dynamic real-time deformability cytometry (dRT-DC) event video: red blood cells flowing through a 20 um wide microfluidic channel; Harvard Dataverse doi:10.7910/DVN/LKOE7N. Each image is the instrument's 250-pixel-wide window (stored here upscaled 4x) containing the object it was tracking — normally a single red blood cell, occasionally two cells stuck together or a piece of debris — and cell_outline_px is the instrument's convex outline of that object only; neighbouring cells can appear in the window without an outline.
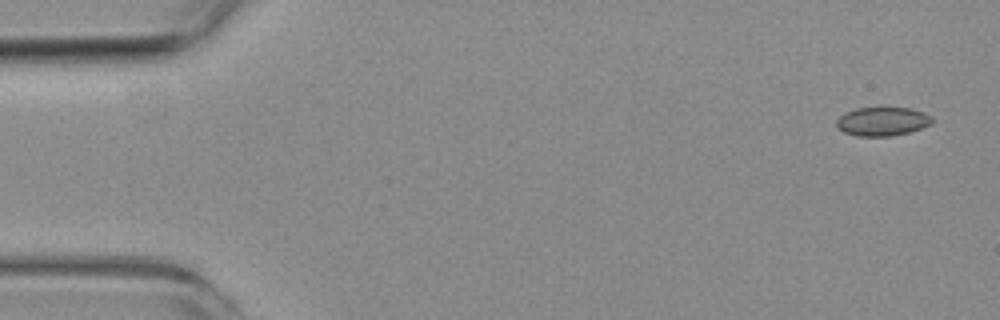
{"species": "common noctule bat (a hibernating species)", "species_latin": "Nyctalus noctula", "temperature_condition": "room temperature", "stored_images_in_passage": 5, "camera_frame_rate_fps": 3000, "um_per_image_px": 0.085, "animal": {"sex": "female", "body_mass_g": 19.3, "forearm_length_mm": 54.1}, "frame": {"image": 1, "passage_image": 1, "time_ms": 0.0, "image_size_px": [1000, 320], "cell_outline_px": [[932, 124], [908, 132], [888, 136], [856, 136], [844, 132], [836, 128], [836, 120], [844, 112], [856, 108], [908, 108], [932, 116]], "centroid_in_image_um": [74.94, 10.32], "position_along_channel_um": 10.1, "area_um2": 15.9}}
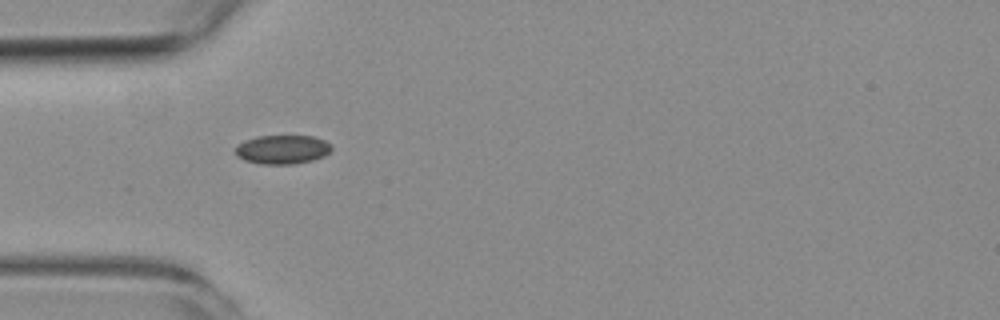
{"frame": {"image": 2, "passage_image": 5, "time_ms": 4.667, "image_size_px": [1000, 320], "cell_outline_px": [[332, 148], [324, 156], [312, 160], [292, 164], [260, 164], [244, 160], [236, 156], [236, 148], [244, 140], [256, 136], [312, 136], [324, 140], [332, 144]], "centroid_in_image_um": [24.0, 12.7], "position_along_channel_um": 61.0, "area_um2": 16.18}}